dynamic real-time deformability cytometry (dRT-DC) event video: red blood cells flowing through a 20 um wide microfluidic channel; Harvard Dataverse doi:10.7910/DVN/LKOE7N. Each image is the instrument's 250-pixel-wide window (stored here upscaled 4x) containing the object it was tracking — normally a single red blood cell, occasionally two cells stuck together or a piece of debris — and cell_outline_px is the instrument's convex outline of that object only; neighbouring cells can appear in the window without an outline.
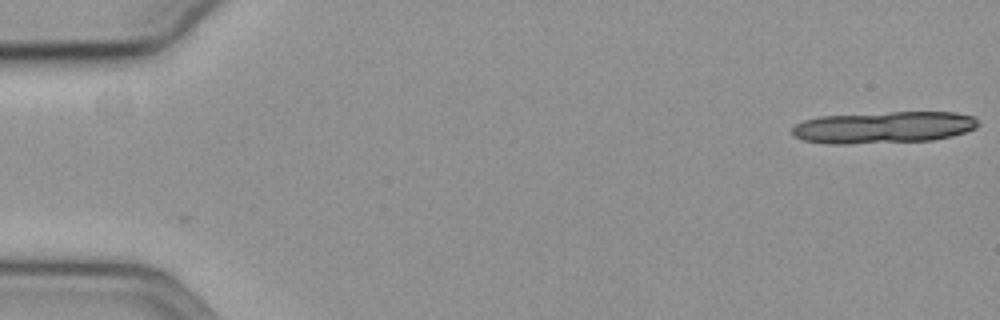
{"species": "common noctule bat (a hibernating species)", "species_latin": "Nyctalus noctula", "temperature_condition": "cold", "stored_images_in_passage": 29, "segment_of_instrument_passage": [1, 2], "camera_frame_rate_fps": 3000, "um_per_image_px": 0.085, "animal": {"sex": "female", "body_mass_g": 19.3, "forearm_length_mm": 54.1}, "frame": {"image": 1, "passage_image": 1, "time_ms": 0.0, "image_size_px": [1000, 320], "cell_outline_px": [[980, 124], [976, 128], [952, 136], [932, 140], [848, 144], [824, 144], [804, 140], [792, 136], [792, 128], [796, 124], [804, 120], [820, 116], [892, 112], [956, 112], [976, 116], [980, 120]], "centroid_in_image_um": [75.13, 10.82], "position_along_channel_um": 9.9, "area_um2": 34.8}}